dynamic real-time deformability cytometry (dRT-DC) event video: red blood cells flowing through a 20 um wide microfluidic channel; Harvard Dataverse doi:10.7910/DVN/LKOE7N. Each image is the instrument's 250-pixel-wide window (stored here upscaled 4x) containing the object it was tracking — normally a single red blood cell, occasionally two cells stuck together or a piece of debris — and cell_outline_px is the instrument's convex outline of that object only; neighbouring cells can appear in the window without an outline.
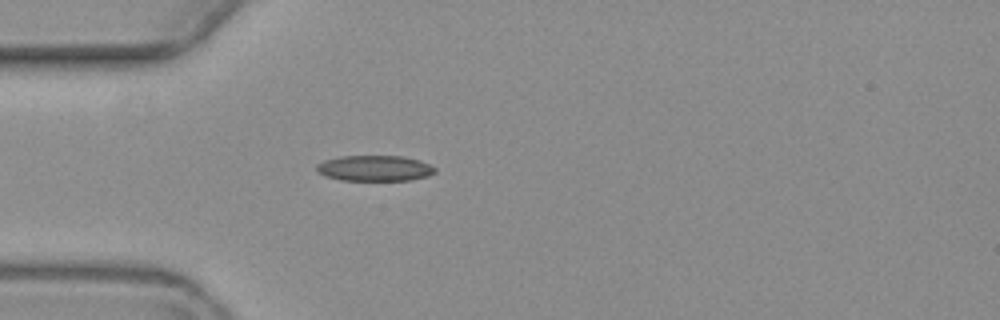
{"species": "common noctule bat (a hibernating species)", "species_latin": "Nyctalus noctula", "temperature_condition": "warm", "stored_images_in_passage": 3, "camera_frame_rate_fps": 3000, "um_per_image_px": 0.085, "animal": {"sex": "female", "body_mass_g": 19.3, "forearm_length_mm": 54.1}, "frame": {"image": 1, "passage_image": 3, "time_ms": 2.333, "image_size_px": [1000, 320], "cell_outline_px": [[436, 172], [428, 176], [412, 180], [340, 180], [324, 176], [316, 172], [316, 164], [324, 160], [340, 156], [404, 156], [420, 160], [436, 168]], "centroid_in_image_um": [31.83, 14.3], "position_along_channel_um": 53.2, "area_um2": 17.92}}